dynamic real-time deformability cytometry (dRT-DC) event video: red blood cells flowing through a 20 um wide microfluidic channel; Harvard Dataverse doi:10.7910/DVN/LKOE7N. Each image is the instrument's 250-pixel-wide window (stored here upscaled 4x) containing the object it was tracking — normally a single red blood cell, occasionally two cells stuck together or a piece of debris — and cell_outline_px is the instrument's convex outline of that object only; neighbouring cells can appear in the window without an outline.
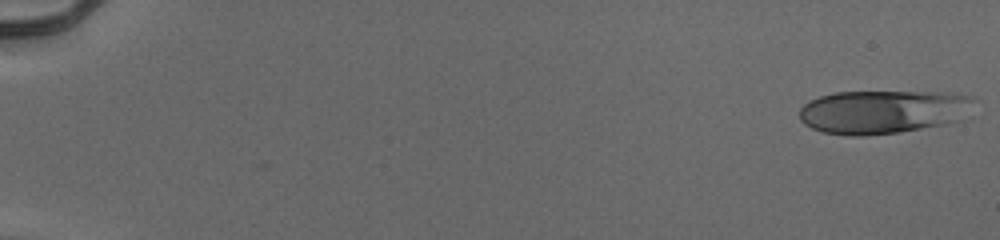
{"species": "human", "species_latin": "Homo sapiens", "temperature_condition": "cold", "stored_images_in_passage": 53, "camera_frame_rate_fps": 3000, "um_per_image_px": 0.085, "donor": {"sex": "male"}, "frame": {"image": 1, "passage_image": 1, "time_ms": 0.0, "image_size_px": [1000, 240], "cell_outline_px": [[976, 96], [964, 120], [920, 128], [896, 132], [864, 136], [848, 136], [824, 132], [812, 128], [804, 124], [800, 120], [800, 108], [808, 100], [820, 96], [836, 92], [956, 92]], "centroid_in_image_um": [75.08, 9.48], "position_along_channel_um": 9.9, "area_um2": 44.62}}
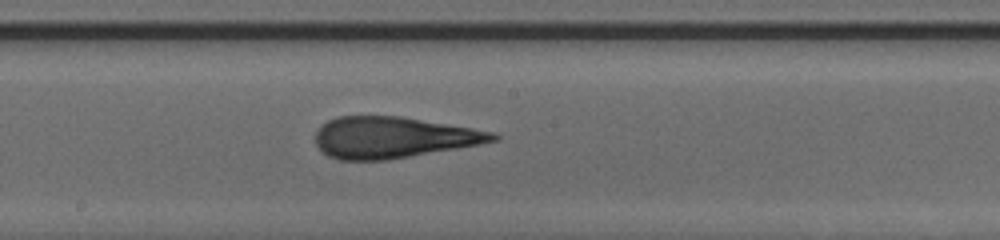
{"frame": {"image": 2, "passage_image": 31, "time_ms": 10.0, "image_size_px": [1000, 240], "cell_outline_px": [[500, 140], [480, 144], [384, 160], [340, 160], [328, 156], [320, 152], [316, 144], [316, 132], [320, 124], [336, 116], [400, 116], [496, 132], [500, 136]], "centroid_in_image_um": [33.38, 11.67], "position_along_channel_um": 214.8, "area_um2": 42.6}}
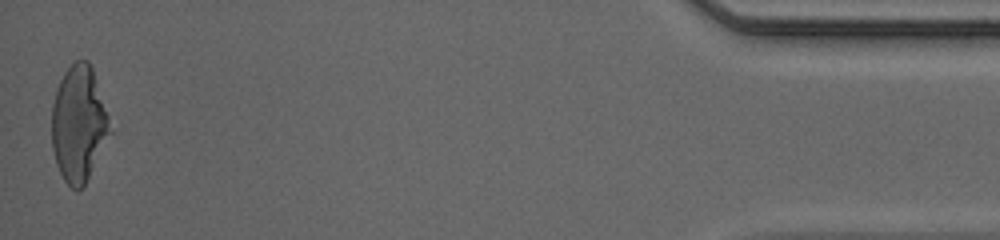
{"frame": {"image": 3, "passage_image": 53, "time_ms": 17.333, "image_size_px": [1000, 240], "cell_outline_px": [[112, 132], [84, 184], [76, 192], [64, 180], [56, 164], [52, 148], [52, 104], [56, 88], [64, 72], [76, 60], [88, 60], [92, 68], [108, 116]], "centroid_in_image_um": [6.67, 10.52], "position_along_channel_um": 428.5, "area_um2": 39.02}, "authors_computed_cell_mechanics": {"area_um2": 42.483, "velocity_mm_per_s": 3.9619, "shape_relaxation_time_tau1_ms": 5.9843, "shape_relaxation_time_tau2_ms": 1.6442, "deformation_change_tau1": 0.2248, "deformation_change_tau2": 0.1264}}